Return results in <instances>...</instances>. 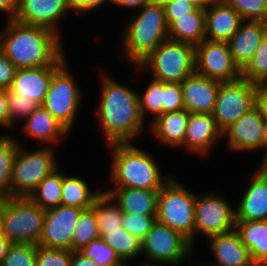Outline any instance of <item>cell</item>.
<instances>
[{
  "mask_svg": "<svg viewBox=\"0 0 267 266\" xmlns=\"http://www.w3.org/2000/svg\"><path fill=\"white\" fill-rule=\"evenodd\" d=\"M71 6V12H76L78 15L80 13H89L101 6V10L103 5L113 4V0H69Z\"/></svg>",
  "mask_w": 267,
  "mask_h": 266,
  "instance_id": "obj_46",
  "label": "cell"
},
{
  "mask_svg": "<svg viewBox=\"0 0 267 266\" xmlns=\"http://www.w3.org/2000/svg\"><path fill=\"white\" fill-rule=\"evenodd\" d=\"M164 12L166 15V21L168 26L179 17H183L188 13L193 12L196 7L187 2H181L179 0H161Z\"/></svg>",
  "mask_w": 267,
  "mask_h": 266,
  "instance_id": "obj_44",
  "label": "cell"
},
{
  "mask_svg": "<svg viewBox=\"0 0 267 266\" xmlns=\"http://www.w3.org/2000/svg\"><path fill=\"white\" fill-rule=\"evenodd\" d=\"M263 129H264V132H263V139H262V151L264 152L262 153L264 154L267 150V121L264 122Z\"/></svg>",
  "mask_w": 267,
  "mask_h": 266,
  "instance_id": "obj_55",
  "label": "cell"
},
{
  "mask_svg": "<svg viewBox=\"0 0 267 266\" xmlns=\"http://www.w3.org/2000/svg\"><path fill=\"white\" fill-rule=\"evenodd\" d=\"M201 193H196L194 248L200 235L207 240L235 230L236 224L235 206L224 195L215 190Z\"/></svg>",
  "mask_w": 267,
  "mask_h": 266,
  "instance_id": "obj_11",
  "label": "cell"
},
{
  "mask_svg": "<svg viewBox=\"0 0 267 266\" xmlns=\"http://www.w3.org/2000/svg\"><path fill=\"white\" fill-rule=\"evenodd\" d=\"M261 116L267 121V83L259 84L256 92V104Z\"/></svg>",
  "mask_w": 267,
  "mask_h": 266,
  "instance_id": "obj_48",
  "label": "cell"
},
{
  "mask_svg": "<svg viewBox=\"0 0 267 266\" xmlns=\"http://www.w3.org/2000/svg\"><path fill=\"white\" fill-rule=\"evenodd\" d=\"M155 221L156 216H138L124 213L122 228L141 241L149 232Z\"/></svg>",
  "mask_w": 267,
  "mask_h": 266,
  "instance_id": "obj_42",
  "label": "cell"
},
{
  "mask_svg": "<svg viewBox=\"0 0 267 266\" xmlns=\"http://www.w3.org/2000/svg\"><path fill=\"white\" fill-rule=\"evenodd\" d=\"M169 39L194 46L205 39V9L196 8L193 12L179 17L168 26Z\"/></svg>",
  "mask_w": 267,
  "mask_h": 266,
  "instance_id": "obj_29",
  "label": "cell"
},
{
  "mask_svg": "<svg viewBox=\"0 0 267 266\" xmlns=\"http://www.w3.org/2000/svg\"><path fill=\"white\" fill-rule=\"evenodd\" d=\"M20 0H0V13L6 19H14L19 9Z\"/></svg>",
  "mask_w": 267,
  "mask_h": 266,
  "instance_id": "obj_49",
  "label": "cell"
},
{
  "mask_svg": "<svg viewBox=\"0 0 267 266\" xmlns=\"http://www.w3.org/2000/svg\"><path fill=\"white\" fill-rule=\"evenodd\" d=\"M195 249L181 233L158 221L141 240V255L147 262L181 266L194 258ZM145 255V256H144Z\"/></svg>",
  "mask_w": 267,
  "mask_h": 266,
  "instance_id": "obj_10",
  "label": "cell"
},
{
  "mask_svg": "<svg viewBox=\"0 0 267 266\" xmlns=\"http://www.w3.org/2000/svg\"><path fill=\"white\" fill-rule=\"evenodd\" d=\"M267 35V22L242 20L238 30L227 41L235 64L242 71L251 61Z\"/></svg>",
  "mask_w": 267,
  "mask_h": 266,
  "instance_id": "obj_22",
  "label": "cell"
},
{
  "mask_svg": "<svg viewBox=\"0 0 267 266\" xmlns=\"http://www.w3.org/2000/svg\"><path fill=\"white\" fill-rule=\"evenodd\" d=\"M264 122L256 106L243 114L222 133L227 149L234 153L262 151Z\"/></svg>",
  "mask_w": 267,
  "mask_h": 266,
  "instance_id": "obj_15",
  "label": "cell"
},
{
  "mask_svg": "<svg viewBox=\"0 0 267 266\" xmlns=\"http://www.w3.org/2000/svg\"><path fill=\"white\" fill-rule=\"evenodd\" d=\"M69 11L71 12L69 0H20L14 20L48 28L60 36V23Z\"/></svg>",
  "mask_w": 267,
  "mask_h": 266,
  "instance_id": "obj_16",
  "label": "cell"
},
{
  "mask_svg": "<svg viewBox=\"0 0 267 266\" xmlns=\"http://www.w3.org/2000/svg\"><path fill=\"white\" fill-rule=\"evenodd\" d=\"M189 114L186 109L165 113L147 124L150 129L148 132L159 142L158 144L170 149H181L184 145Z\"/></svg>",
  "mask_w": 267,
  "mask_h": 266,
  "instance_id": "obj_25",
  "label": "cell"
},
{
  "mask_svg": "<svg viewBox=\"0 0 267 266\" xmlns=\"http://www.w3.org/2000/svg\"><path fill=\"white\" fill-rule=\"evenodd\" d=\"M223 139L212 114L190 113L185 131L184 145L188 153L200 157L210 156ZM217 144V145H216Z\"/></svg>",
  "mask_w": 267,
  "mask_h": 266,
  "instance_id": "obj_17",
  "label": "cell"
},
{
  "mask_svg": "<svg viewBox=\"0 0 267 266\" xmlns=\"http://www.w3.org/2000/svg\"><path fill=\"white\" fill-rule=\"evenodd\" d=\"M37 245L11 244L0 266H36Z\"/></svg>",
  "mask_w": 267,
  "mask_h": 266,
  "instance_id": "obj_39",
  "label": "cell"
},
{
  "mask_svg": "<svg viewBox=\"0 0 267 266\" xmlns=\"http://www.w3.org/2000/svg\"><path fill=\"white\" fill-rule=\"evenodd\" d=\"M79 252L86 258L92 259L99 266H126L101 237L88 243Z\"/></svg>",
  "mask_w": 267,
  "mask_h": 266,
  "instance_id": "obj_37",
  "label": "cell"
},
{
  "mask_svg": "<svg viewBox=\"0 0 267 266\" xmlns=\"http://www.w3.org/2000/svg\"><path fill=\"white\" fill-rule=\"evenodd\" d=\"M69 266H99L92 259L86 258L79 251H73Z\"/></svg>",
  "mask_w": 267,
  "mask_h": 266,
  "instance_id": "obj_51",
  "label": "cell"
},
{
  "mask_svg": "<svg viewBox=\"0 0 267 266\" xmlns=\"http://www.w3.org/2000/svg\"><path fill=\"white\" fill-rule=\"evenodd\" d=\"M101 73V92L94 115L98 118L101 133H104V146L134 142L139 136L143 137L146 123L141 116L138 91L120 83L108 72Z\"/></svg>",
  "mask_w": 267,
  "mask_h": 266,
  "instance_id": "obj_1",
  "label": "cell"
},
{
  "mask_svg": "<svg viewBox=\"0 0 267 266\" xmlns=\"http://www.w3.org/2000/svg\"><path fill=\"white\" fill-rule=\"evenodd\" d=\"M139 262L138 261H137V263H136V261H135V263L130 262V263H127L126 266H167L165 264L155 263V262H147V261L143 262L141 260Z\"/></svg>",
  "mask_w": 267,
  "mask_h": 266,
  "instance_id": "obj_54",
  "label": "cell"
},
{
  "mask_svg": "<svg viewBox=\"0 0 267 266\" xmlns=\"http://www.w3.org/2000/svg\"><path fill=\"white\" fill-rule=\"evenodd\" d=\"M195 72L220 82L242 77L235 64L227 42L204 39L195 46Z\"/></svg>",
  "mask_w": 267,
  "mask_h": 266,
  "instance_id": "obj_13",
  "label": "cell"
},
{
  "mask_svg": "<svg viewBox=\"0 0 267 266\" xmlns=\"http://www.w3.org/2000/svg\"><path fill=\"white\" fill-rule=\"evenodd\" d=\"M235 8L242 20L267 22V0H223Z\"/></svg>",
  "mask_w": 267,
  "mask_h": 266,
  "instance_id": "obj_40",
  "label": "cell"
},
{
  "mask_svg": "<svg viewBox=\"0 0 267 266\" xmlns=\"http://www.w3.org/2000/svg\"><path fill=\"white\" fill-rule=\"evenodd\" d=\"M6 97L10 119V134H13V131L16 133V125L19 127L18 121L25 120L39 104L30 98H25L13 92L10 88L6 89Z\"/></svg>",
  "mask_w": 267,
  "mask_h": 266,
  "instance_id": "obj_36",
  "label": "cell"
},
{
  "mask_svg": "<svg viewBox=\"0 0 267 266\" xmlns=\"http://www.w3.org/2000/svg\"><path fill=\"white\" fill-rule=\"evenodd\" d=\"M172 176L160 189L156 221L186 237L194 247L196 193Z\"/></svg>",
  "mask_w": 267,
  "mask_h": 266,
  "instance_id": "obj_7",
  "label": "cell"
},
{
  "mask_svg": "<svg viewBox=\"0 0 267 266\" xmlns=\"http://www.w3.org/2000/svg\"><path fill=\"white\" fill-rule=\"evenodd\" d=\"M119 204L123 213L140 216H156L157 198L160 190L139 188H105Z\"/></svg>",
  "mask_w": 267,
  "mask_h": 266,
  "instance_id": "obj_26",
  "label": "cell"
},
{
  "mask_svg": "<svg viewBox=\"0 0 267 266\" xmlns=\"http://www.w3.org/2000/svg\"><path fill=\"white\" fill-rule=\"evenodd\" d=\"M263 158L260 159L261 162L259 163V166H257L262 172L267 174V150L264 153V155H262Z\"/></svg>",
  "mask_w": 267,
  "mask_h": 266,
  "instance_id": "obj_56",
  "label": "cell"
},
{
  "mask_svg": "<svg viewBox=\"0 0 267 266\" xmlns=\"http://www.w3.org/2000/svg\"><path fill=\"white\" fill-rule=\"evenodd\" d=\"M61 66L17 69L10 89L42 105L53 74Z\"/></svg>",
  "mask_w": 267,
  "mask_h": 266,
  "instance_id": "obj_24",
  "label": "cell"
},
{
  "mask_svg": "<svg viewBox=\"0 0 267 266\" xmlns=\"http://www.w3.org/2000/svg\"><path fill=\"white\" fill-rule=\"evenodd\" d=\"M235 231L256 265L267 266V220L236 221Z\"/></svg>",
  "mask_w": 267,
  "mask_h": 266,
  "instance_id": "obj_27",
  "label": "cell"
},
{
  "mask_svg": "<svg viewBox=\"0 0 267 266\" xmlns=\"http://www.w3.org/2000/svg\"><path fill=\"white\" fill-rule=\"evenodd\" d=\"M102 239L125 264L141 256V241L124 228L109 231Z\"/></svg>",
  "mask_w": 267,
  "mask_h": 266,
  "instance_id": "obj_33",
  "label": "cell"
},
{
  "mask_svg": "<svg viewBox=\"0 0 267 266\" xmlns=\"http://www.w3.org/2000/svg\"><path fill=\"white\" fill-rule=\"evenodd\" d=\"M7 129L10 134V119L6 97V90H0V130Z\"/></svg>",
  "mask_w": 267,
  "mask_h": 266,
  "instance_id": "obj_47",
  "label": "cell"
},
{
  "mask_svg": "<svg viewBox=\"0 0 267 266\" xmlns=\"http://www.w3.org/2000/svg\"><path fill=\"white\" fill-rule=\"evenodd\" d=\"M133 68L161 82L181 83L195 72V46L168 38Z\"/></svg>",
  "mask_w": 267,
  "mask_h": 266,
  "instance_id": "obj_5",
  "label": "cell"
},
{
  "mask_svg": "<svg viewBox=\"0 0 267 266\" xmlns=\"http://www.w3.org/2000/svg\"><path fill=\"white\" fill-rule=\"evenodd\" d=\"M19 143L13 134H0V197H11V176Z\"/></svg>",
  "mask_w": 267,
  "mask_h": 266,
  "instance_id": "obj_32",
  "label": "cell"
},
{
  "mask_svg": "<svg viewBox=\"0 0 267 266\" xmlns=\"http://www.w3.org/2000/svg\"><path fill=\"white\" fill-rule=\"evenodd\" d=\"M46 210L29 197H4L1 234L11 244L38 245Z\"/></svg>",
  "mask_w": 267,
  "mask_h": 266,
  "instance_id": "obj_8",
  "label": "cell"
},
{
  "mask_svg": "<svg viewBox=\"0 0 267 266\" xmlns=\"http://www.w3.org/2000/svg\"><path fill=\"white\" fill-rule=\"evenodd\" d=\"M17 68L0 50V90L11 87Z\"/></svg>",
  "mask_w": 267,
  "mask_h": 266,
  "instance_id": "obj_45",
  "label": "cell"
},
{
  "mask_svg": "<svg viewBox=\"0 0 267 266\" xmlns=\"http://www.w3.org/2000/svg\"><path fill=\"white\" fill-rule=\"evenodd\" d=\"M105 147L111 150L112 163H109L107 178L111 188L160 190L173 176L169 173L163 176L156 156L134 142L112 143Z\"/></svg>",
  "mask_w": 267,
  "mask_h": 266,
  "instance_id": "obj_3",
  "label": "cell"
},
{
  "mask_svg": "<svg viewBox=\"0 0 267 266\" xmlns=\"http://www.w3.org/2000/svg\"><path fill=\"white\" fill-rule=\"evenodd\" d=\"M242 77L258 85L267 83V35L258 46L251 61L242 70Z\"/></svg>",
  "mask_w": 267,
  "mask_h": 266,
  "instance_id": "obj_38",
  "label": "cell"
},
{
  "mask_svg": "<svg viewBox=\"0 0 267 266\" xmlns=\"http://www.w3.org/2000/svg\"><path fill=\"white\" fill-rule=\"evenodd\" d=\"M4 24L0 50L17 69L62 66L69 60L62 37L52 30L14 19H6Z\"/></svg>",
  "mask_w": 267,
  "mask_h": 266,
  "instance_id": "obj_2",
  "label": "cell"
},
{
  "mask_svg": "<svg viewBox=\"0 0 267 266\" xmlns=\"http://www.w3.org/2000/svg\"><path fill=\"white\" fill-rule=\"evenodd\" d=\"M84 209L59 205L46 210L43 232L38 245L72 251V238Z\"/></svg>",
  "mask_w": 267,
  "mask_h": 266,
  "instance_id": "obj_14",
  "label": "cell"
},
{
  "mask_svg": "<svg viewBox=\"0 0 267 266\" xmlns=\"http://www.w3.org/2000/svg\"><path fill=\"white\" fill-rule=\"evenodd\" d=\"M194 5L196 8L205 9L213 0H179Z\"/></svg>",
  "mask_w": 267,
  "mask_h": 266,
  "instance_id": "obj_53",
  "label": "cell"
},
{
  "mask_svg": "<svg viewBox=\"0 0 267 266\" xmlns=\"http://www.w3.org/2000/svg\"><path fill=\"white\" fill-rule=\"evenodd\" d=\"M10 245L11 243L0 233V263L6 256Z\"/></svg>",
  "mask_w": 267,
  "mask_h": 266,
  "instance_id": "obj_52",
  "label": "cell"
},
{
  "mask_svg": "<svg viewBox=\"0 0 267 266\" xmlns=\"http://www.w3.org/2000/svg\"><path fill=\"white\" fill-rule=\"evenodd\" d=\"M71 250L37 245L36 266H69Z\"/></svg>",
  "mask_w": 267,
  "mask_h": 266,
  "instance_id": "obj_41",
  "label": "cell"
},
{
  "mask_svg": "<svg viewBox=\"0 0 267 266\" xmlns=\"http://www.w3.org/2000/svg\"><path fill=\"white\" fill-rule=\"evenodd\" d=\"M3 206H4V197H0V233L2 231Z\"/></svg>",
  "mask_w": 267,
  "mask_h": 266,
  "instance_id": "obj_57",
  "label": "cell"
},
{
  "mask_svg": "<svg viewBox=\"0 0 267 266\" xmlns=\"http://www.w3.org/2000/svg\"><path fill=\"white\" fill-rule=\"evenodd\" d=\"M60 166L53 173L46 176L36 190L30 195V199L44 210L61 205L63 184V170Z\"/></svg>",
  "mask_w": 267,
  "mask_h": 266,
  "instance_id": "obj_31",
  "label": "cell"
},
{
  "mask_svg": "<svg viewBox=\"0 0 267 266\" xmlns=\"http://www.w3.org/2000/svg\"><path fill=\"white\" fill-rule=\"evenodd\" d=\"M92 185L87 183L79 175H66L63 171V184L61 194V205L76 207L79 209L91 208L96 197L103 191V188L97 190L91 188Z\"/></svg>",
  "mask_w": 267,
  "mask_h": 266,
  "instance_id": "obj_28",
  "label": "cell"
},
{
  "mask_svg": "<svg viewBox=\"0 0 267 266\" xmlns=\"http://www.w3.org/2000/svg\"><path fill=\"white\" fill-rule=\"evenodd\" d=\"M100 238L94 209L88 208L82 211L72 238V251H80L93 240Z\"/></svg>",
  "mask_w": 267,
  "mask_h": 266,
  "instance_id": "obj_35",
  "label": "cell"
},
{
  "mask_svg": "<svg viewBox=\"0 0 267 266\" xmlns=\"http://www.w3.org/2000/svg\"><path fill=\"white\" fill-rule=\"evenodd\" d=\"M147 84V87L143 91L138 92V100L140 106V112L143 120L146 122V117L152 115L149 123L153 122L156 118L163 115L164 102V82L152 79Z\"/></svg>",
  "mask_w": 267,
  "mask_h": 266,
  "instance_id": "obj_34",
  "label": "cell"
},
{
  "mask_svg": "<svg viewBox=\"0 0 267 266\" xmlns=\"http://www.w3.org/2000/svg\"><path fill=\"white\" fill-rule=\"evenodd\" d=\"M163 114L185 109L181 83L164 82Z\"/></svg>",
  "mask_w": 267,
  "mask_h": 266,
  "instance_id": "obj_43",
  "label": "cell"
},
{
  "mask_svg": "<svg viewBox=\"0 0 267 266\" xmlns=\"http://www.w3.org/2000/svg\"><path fill=\"white\" fill-rule=\"evenodd\" d=\"M196 262H197V261H195V264H196L195 266H197V265H198V266H202V265L200 264V262H199V263H198V262L196 263Z\"/></svg>",
  "mask_w": 267,
  "mask_h": 266,
  "instance_id": "obj_58",
  "label": "cell"
},
{
  "mask_svg": "<svg viewBox=\"0 0 267 266\" xmlns=\"http://www.w3.org/2000/svg\"><path fill=\"white\" fill-rule=\"evenodd\" d=\"M92 208L95 211L101 238L109 231L122 228L124 213L109 193L102 191L96 197Z\"/></svg>",
  "mask_w": 267,
  "mask_h": 266,
  "instance_id": "obj_30",
  "label": "cell"
},
{
  "mask_svg": "<svg viewBox=\"0 0 267 266\" xmlns=\"http://www.w3.org/2000/svg\"><path fill=\"white\" fill-rule=\"evenodd\" d=\"M121 32L120 56L138 66L164 40L169 38L168 24L161 0H150L127 20ZM123 52V53H122Z\"/></svg>",
  "mask_w": 267,
  "mask_h": 266,
  "instance_id": "obj_4",
  "label": "cell"
},
{
  "mask_svg": "<svg viewBox=\"0 0 267 266\" xmlns=\"http://www.w3.org/2000/svg\"><path fill=\"white\" fill-rule=\"evenodd\" d=\"M20 144L14 158L11 176V197H30L40 182L61 165L53 146L27 149L14 133ZM20 140V141H19ZM24 146V147H23Z\"/></svg>",
  "mask_w": 267,
  "mask_h": 266,
  "instance_id": "obj_6",
  "label": "cell"
},
{
  "mask_svg": "<svg viewBox=\"0 0 267 266\" xmlns=\"http://www.w3.org/2000/svg\"><path fill=\"white\" fill-rule=\"evenodd\" d=\"M150 0H113L112 5L121 7L122 9H136L140 10L145 6Z\"/></svg>",
  "mask_w": 267,
  "mask_h": 266,
  "instance_id": "obj_50",
  "label": "cell"
},
{
  "mask_svg": "<svg viewBox=\"0 0 267 266\" xmlns=\"http://www.w3.org/2000/svg\"><path fill=\"white\" fill-rule=\"evenodd\" d=\"M245 192L238 199L235 206L236 221H264L267 220V174L258 167L247 174ZM249 182V183H248Z\"/></svg>",
  "mask_w": 267,
  "mask_h": 266,
  "instance_id": "obj_18",
  "label": "cell"
},
{
  "mask_svg": "<svg viewBox=\"0 0 267 266\" xmlns=\"http://www.w3.org/2000/svg\"><path fill=\"white\" fill-rule=\"evenodd\" d=\"M67 64L70 65L68 60L53 74L42 106L69 132H73L71 129L83 103L84 91Z\"/></svg>",
  "mask_w": 267,
  "mask_h": 266,
  "instance_id": "obj_9",
  "label": "cell"
},
{
  "mask_svg": "<svg viewBox=\"0 0 267 266\" xmlns=\"http://www.w3.org/2000/svg\"><path fill=\"white\" fill-rule=\"evenodd\" d=\"M258 84L240 77L234 81L220 82L213 117L223 133L256 104Z\"/></svg>",
  "mask_w": 267,
  "mask_h": 266,
  "instance_id": "obj_12",
  "label": "cell"
},
{
  "mask_svg": "<svg viewBox=\"0 0 267 266\" xmlns=\"http://www.w3.org/2000/svg\"><path fill=\"white\" fill-rule=\"evenodd\" d=\"M24 121L21 122L23 134L25 137L35 139L39 146L56 148L58 143H62V140L65 141L64 139L70 135V132L42 105H39Z\"/></svg>",
  "mask_w": 267,
  "mask_h": 266,
  "instance_id": "obj_21",
  "label": "cell"
},
{
  "mask_svg": "<svg viewBox=\"0 0 267 266\" xmlns=\"http://www.w3.org/2000/svg\"><path fill=\"white\" fill-rule=\"evenodd\" d=\"M220 81L209 79L197 72L181 82L183 104L189 113L212 114Z\"/></svg>",
  "mask_w": 267,
  "mask_h": 266,
  "instance_id": "obj_19",
  "label": "cell"
},
{
  "mask_svg": "<svg viewBox=\"0 0 267 266\" xmlns=\"http://www.w3.org/2000/svg\"><path fill=\"white\" fill-rule=\"evenodd\" d=\"M242 18L223 0H213L205 8V39L227 42L238 30Z\"/></svg>",
  "mask_w": 267,
  "mask_h": 266,
  "instance_id": "obj_23",
  "label": "cell"
},
{
  "mask_svg": "<svg viewBox=\"0 0 267 266\" xmlns=\"http://www.w3.org/2000/svg\"><path fill=\"white\" fill-rule=\"evenodd\" d=\"M206 241L213 259L200 263L202 266H256L235 230L211 236Z\"/></svg>",
  "mask_w": 267,
  "mask_h": 266,
  "instance_id": "obj_20",
  "label": "cell"
}]
</instances>
